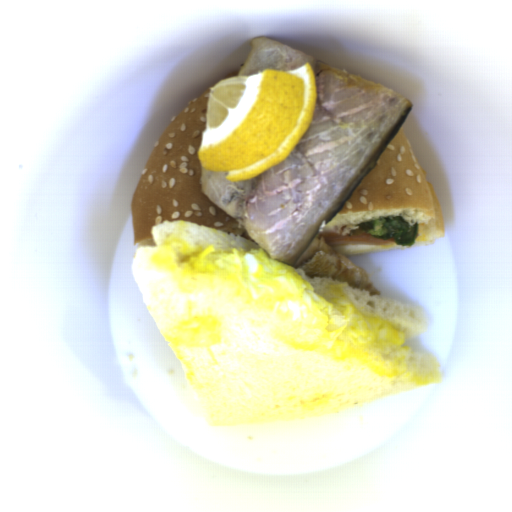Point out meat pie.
Here are the masks:
<instances>
[{"instance_id":"b5893723","label":"meat pie","mask_w":512,"mask_h":512,"mask_svg":"<svg viewBox=\"0 0 512 512\" xmlns=\"http://www.w3.org/2000/svg\"><path fill=\"white\" fill-rule=\"evenodd\" d=\"M324 242L330 245H385L395 243V239H378L368 233L361 234H334L320 233Z\"/></svg>"}]
</instances>
